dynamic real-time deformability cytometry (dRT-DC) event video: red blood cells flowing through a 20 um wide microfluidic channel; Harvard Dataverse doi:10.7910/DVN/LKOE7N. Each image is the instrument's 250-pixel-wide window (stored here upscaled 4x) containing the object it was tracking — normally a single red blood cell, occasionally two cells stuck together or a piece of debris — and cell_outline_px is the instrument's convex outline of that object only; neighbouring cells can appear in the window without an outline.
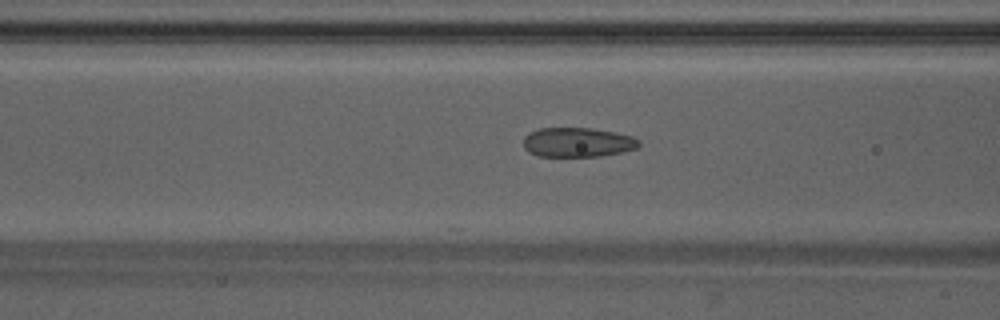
{"species": "Egyptian fruit bat (a non-hibernating species)", "species_latin": "Rousettus aegyptiacus", "temperature_condition": "warm", "stored_images_in_passage": 36, "camera_frame_rate_fps": 3000, "um_per_image_px": 0.085, "animal": {"sex": "male"}, "frame": {"image": 1, "passage_image": 7, "time_ms": 2.0, "image_size_px": [1000, 320], "cell_outline_px": [[640, 144], [636, 148], [624, 152], [600, 156], [540, 156], [528, 152], [524, 148], [524, 136], [528, 132], [540, 128], [592, 128], [616, 132], [632, 136], [640, 140]], "centroid_in_image_um": [49.1, 12.09], "position_along_channel_um": 117.5, "area_um2": 20.0}}
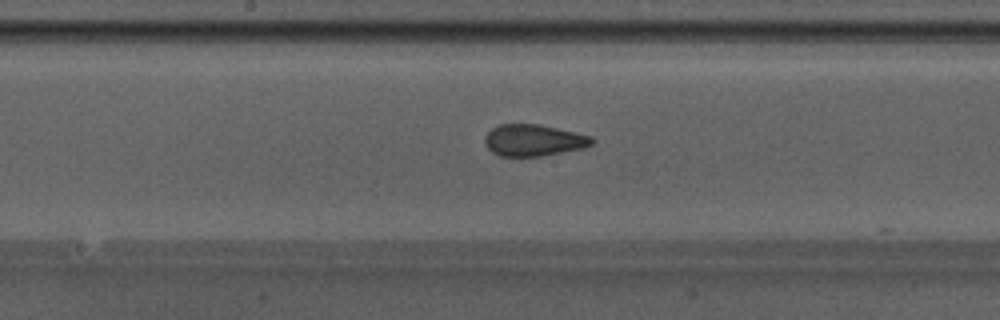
{"frame": {"image": 2, "passage_image": 13, "time_ms": 4.0, "image_size_px": [1000, 320], "cell_outline_px": [[596, 140], [592, 144], [584, 148], [540, 156], [500, 156], [492, 152], [488, 148], [484, 140], [484, 136], [492, 128], [500, 124], [540, 124], [592, 136]], "centroid_in_image_um": [45.36, 11.92], "position_along_channel_um": 202.8, "area_um2": 19.77}}
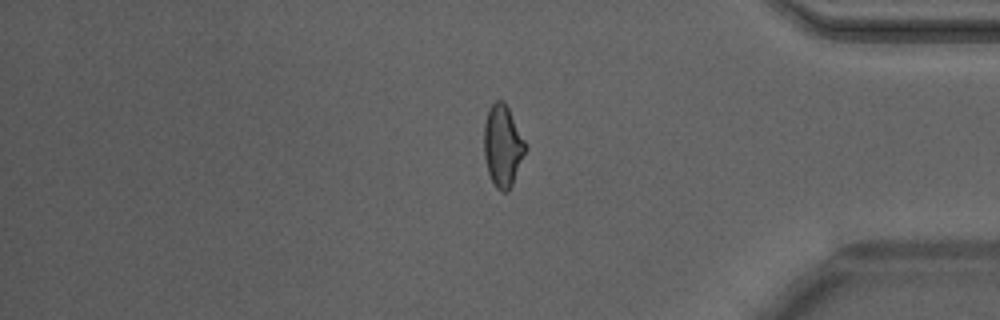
{"frame": {"image": 3, "passage_image": 28, "time_ms": 9.0, "image_size_px": [1000, 320], "cell_outline_px": [[528, 148], [512, 184], [508, 192], [500, 192], [496, 188], [488, 172], [484, 156], [484, 124], [488, 108], [496, 100], [504, 100], [528, 144]], "centroid_in_image_um": [42.75, 12.38], "position_along_channel_um": 392.5, "area_um2": 20.06}, "authors_computed_cell_mechanics": {"area_um2": 19.8254, "velocity_mm_per_s": 4.2646, "shape_relaxation_time_tau1_ms": null, "shape_relaxation_time_tau2_ms": 0.8914, "deformation_change_tau1": null, "deformation_change_tau2": 0.0698}}